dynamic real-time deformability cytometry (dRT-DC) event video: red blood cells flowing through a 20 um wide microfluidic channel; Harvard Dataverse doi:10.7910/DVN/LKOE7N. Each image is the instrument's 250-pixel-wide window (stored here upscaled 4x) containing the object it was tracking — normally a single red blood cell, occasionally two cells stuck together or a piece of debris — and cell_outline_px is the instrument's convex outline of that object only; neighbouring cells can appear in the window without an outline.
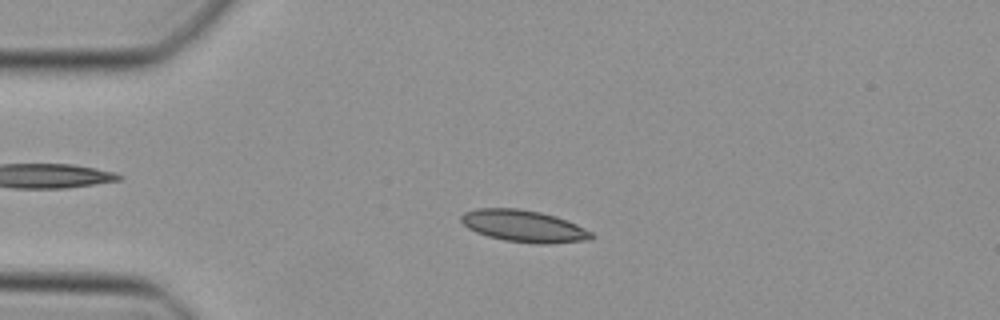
{"species": "Egyptian fruit bat (a non-hibernating species)", "species_latin": "Rousettus aegyptiacus", "temperature_condition": "cold", "stored_images_in_passage": 48, "camera_frame_rate_fps": 3000, "um_per_image_px": 0.085, "animal": {"sex": "female"}, "frame": {"image": 1, "passage_image": 12, "time_ms": 3.667, "image_size_px": [1000, 320], "cell_outline_px": [[592, 236], [588, 240], [548, 244], [536, 244], [504, 240], [488, 236], [476, 232], [468, 228], [460, 220], [460, 216], [464, 212], [476, 208], [516, 208], [540, 212], [556, 216], [576, 224], [592, 232]], "centroid_in_image_um": [44.49, 19.21], "position_along_channel_um": 40.5, "area_um2": 24.16}}
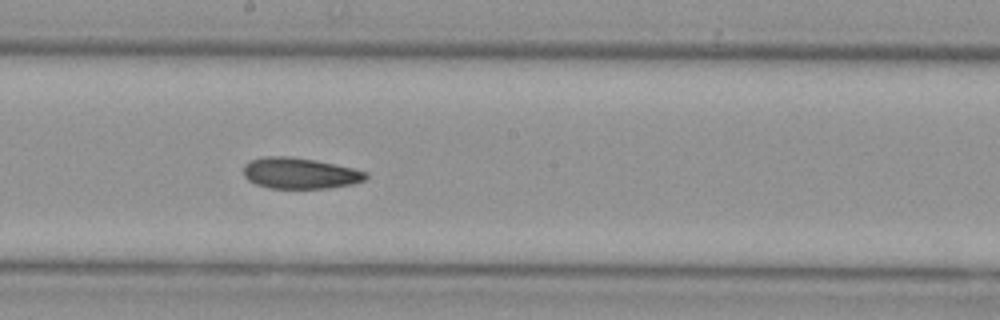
{"frame": {"image": 2, "passage_image": 27, "time_ms": 8.667, "image_size_px": [1000, 320], "cell_outline_px": [[368, 176], [364, 180], [352, 184], [328, 188], [268, 188], [256, 184], [248, 180], [244, 176], [244, 164], [248, 160], [264, 156], [288, 156], [316, 160], [352, 168], [368, 172]], "centroid_in_image_um": [25.46, 14.72], "position_along_channel_um": 222.7, "area_um2": 22.2}}
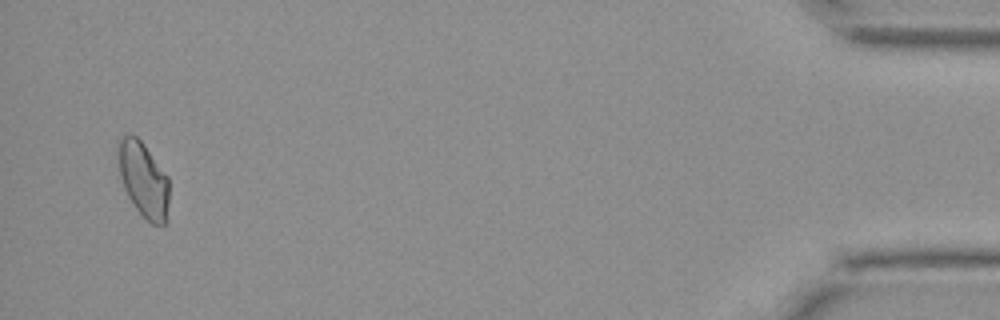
{"frame": {"image": 3, "passage_image": 47, "time_ms": 15.333, "image_size_px": [1000, 320], "cell_outline_px": [[168, 220], [164, 224], [152, 224], [136, 208], [128, 196], [124, 188], [120, 176], [116, 152], [120, 140], [124, 136], [136, 136], [144, 144], [168, 176]], "centroid_in_image_um": [12.19, 15.27], "position_along_channel_um": 423.0, "area_um2": 22.2}}